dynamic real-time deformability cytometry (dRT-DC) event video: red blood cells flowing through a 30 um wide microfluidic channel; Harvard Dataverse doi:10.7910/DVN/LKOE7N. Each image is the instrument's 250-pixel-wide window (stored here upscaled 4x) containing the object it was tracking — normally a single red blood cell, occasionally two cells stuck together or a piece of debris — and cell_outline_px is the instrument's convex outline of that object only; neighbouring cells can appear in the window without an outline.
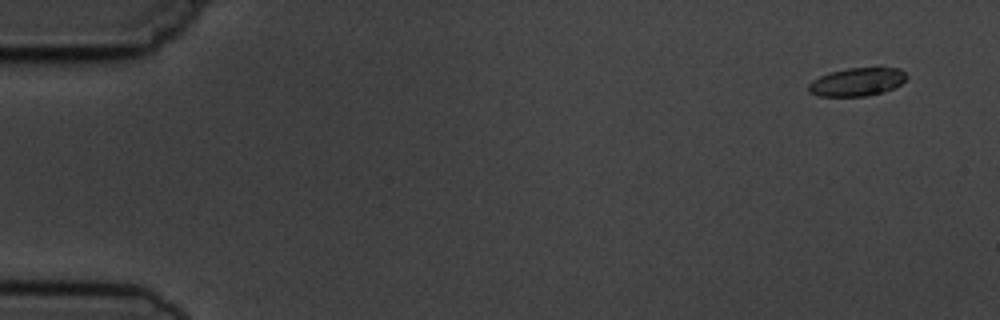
{"species": "common noctule bat (a hibernating species)", "species_latin": "Nyctalus noctula", "temperature_condition": "cold", "stored_images_in_passage": 6, "segment_of_instrument_passage": [1, 2], "camera_frame_rate_fps": 3000, "um_per_image_px": 0.085, "animal": {"sex": "male", "body_mass_g": 19.5, "forearm_length_mm": 54.6}, "frame": {"image": 1, "passage_image": 1, "time_ms": 0.0, "image_size_px": [1000, 320], "cell_outline_px": [[908, 76], [896, 88], [884, 92], [864, 96], [820, 96], [808, 92], [808, 84], [812, 80], [820, 76], [832, 72], [848, 68], [880, 64], [900, 68]], "centroid_in_image_um": [72.93, 6.91], "position_along_channel_um": 12.1, "area_um2": 16.82}}
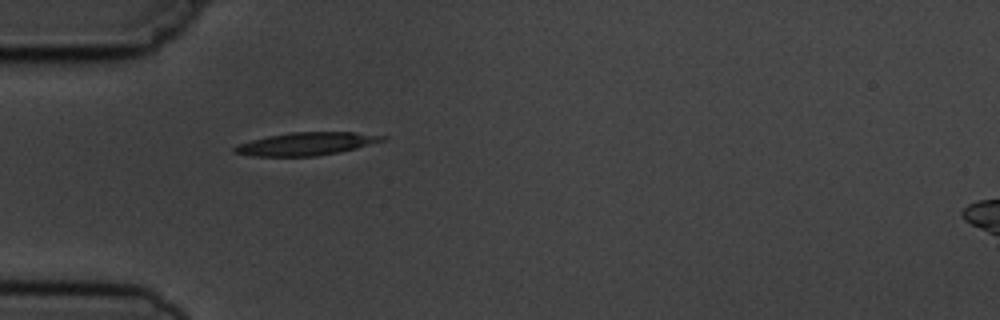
{"frame": {"image": 2, "passage_image": 5, "time_ms": 4.667, "image_size_px": [1000, 320], "cell_outline_px": [[388, 136], [384, 140], [356, 148], [340, 152], [316, 156], [252, 156], [232, 152], [232, 148], [236, 144], [268, 136], [288, 132], [356, 132]], "centroid_in_image_um": [26.0, 12.22], "position_along_channel_um": 59.0, "area_um2": 19.77}}